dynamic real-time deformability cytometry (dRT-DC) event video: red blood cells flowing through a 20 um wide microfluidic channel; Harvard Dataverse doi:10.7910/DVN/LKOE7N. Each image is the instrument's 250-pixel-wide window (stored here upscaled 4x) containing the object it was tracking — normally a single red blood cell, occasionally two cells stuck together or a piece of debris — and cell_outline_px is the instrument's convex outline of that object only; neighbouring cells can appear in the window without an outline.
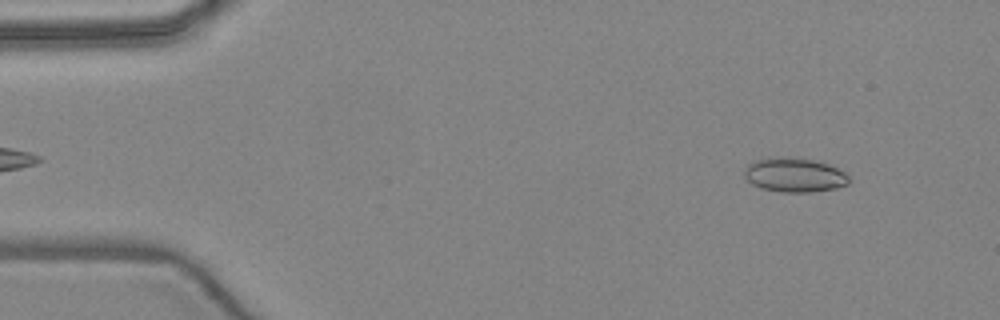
{"species": "common noctule bat (a hibernating species)", "species_latin": "Nyctalus noctula", "temperature_condition": "warm", "stored_images_in_passage": 5, "camera_frame_rate_fps": 3000, "um_per_image_px": 0.085, "animal": {"sex": "female", "body_mass_g": 24.6, "forearm_length_mm": 56.2}, "frame": {"image": 1, "passage_image": 5, "time_ms": 5.333, "image_size_px": [1000, 320], "cell_outline_px": [[848, 184], [836, 188], [812, 192], [780, 192], [760, 188], [752, 184], [744, 176], [744, 168], [752, 160], [780, 156], [788, 156], [812, 160], [828, 164], [844, 172], [848, 176]], "centroid_in_image_um": [67.48, 14.86], "position_along_channel_um": 17.5, "area_um2": 21.04}}